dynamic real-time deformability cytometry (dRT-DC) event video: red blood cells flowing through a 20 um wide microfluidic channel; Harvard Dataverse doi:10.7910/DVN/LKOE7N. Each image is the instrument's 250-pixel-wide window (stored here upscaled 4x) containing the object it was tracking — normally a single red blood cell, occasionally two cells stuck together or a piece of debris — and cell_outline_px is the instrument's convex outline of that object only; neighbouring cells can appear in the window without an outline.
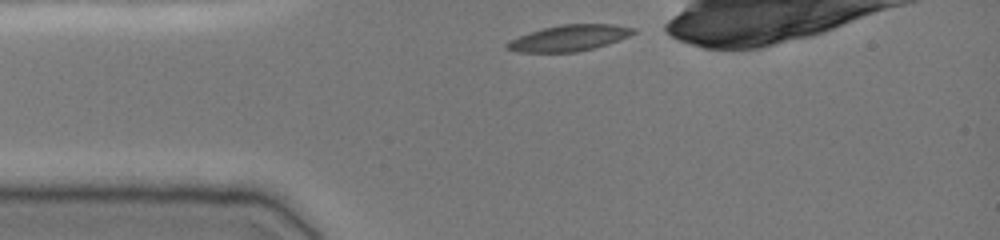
{"species": "common noctule bat (a hibernating species)", "species_latin": "Nyctalus noctula", "temperature_condition": "cold", "stored_images_in_passage": 32, "camera_frame_rate_fps": 3000, "um_per_image_px": 0.085, "animal": {"sex": "female", "body_mass_g": 19.0, "forearm_length_mm": 51.5}, "frame": {"image": 1, "passage_image": 1, "time_ms": 0.0, "image_size_px": [1000, 240], "cell_outline_px": [[636, 32], [628, 36], [608, 44], [576, 52], [516, 52], [504, 48], [504, 44], [508, 40], [528, 32], [560, 24], [612, 24], [636, 28]], "centroid_in_image_um": [48.32, 3.23], "position_along_channel_um": 36.7, "area_um2": 19.31}}
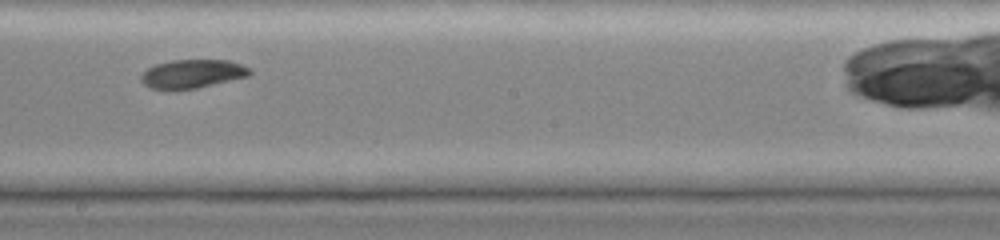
{"frame": {"image": 2, "passage_image": 18, "time_ms": 5.667, "image_size_px": [1000, 240], "cell_outline_px": [[252, 72], [248, 76], [196, 88], [148, 88], [140, 80], [140, 76], [148, 68], [156, 64], [172, 60], [228, 60], [240, 64], [248, 68]], "centroid_in_image_um": [16.34, 6.25], "position_along_channel_um": 231.9, "area_um2": 17.69}}
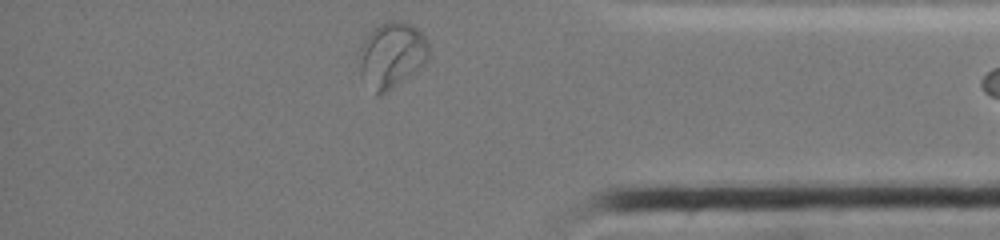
{"frame": {"image": 3, "passage_image": 32, "time_ms": 10.333, "image_size_px": [1000, 240], "cell_outline_px": [[428, 56], [424, 64], [392, 88], [380, 96], [376, 96], [360, 76], [360, 48], [368, 32], [372, 28], [388, 20], [400, 20], [412, 24], [428, 40]], "centroid_in_image_um": [33.27, 4.66], "position_along_channel_um": 401.9, "area_um2": 26.7}, "authors_computed_cell_mechanics": {"area_um2": 18.4671, "velocity_mm_per_s": 3.8457, "shape_relaxation_time_tau1_ms": null, "shape_relaxation_time_tau2_ms": 6.1377, "deformation_change_tau1": null, "deformation_change_tau2": 0.0745}}